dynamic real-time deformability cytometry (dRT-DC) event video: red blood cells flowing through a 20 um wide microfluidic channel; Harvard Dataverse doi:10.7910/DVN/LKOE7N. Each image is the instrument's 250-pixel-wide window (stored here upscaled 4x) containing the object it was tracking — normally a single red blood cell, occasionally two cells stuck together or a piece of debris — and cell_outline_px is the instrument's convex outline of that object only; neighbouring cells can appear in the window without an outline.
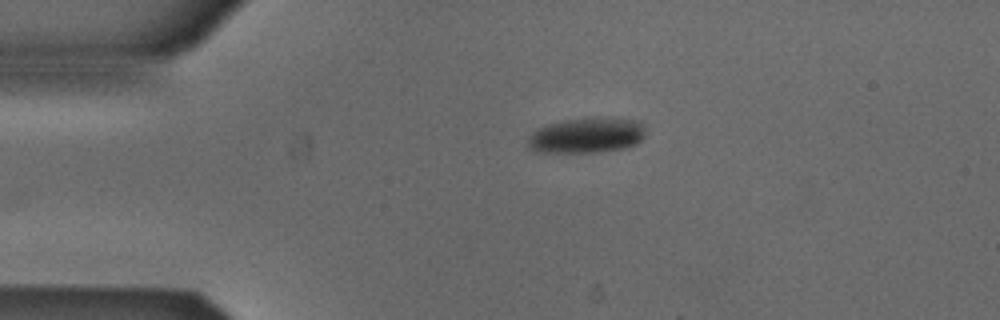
{"species": "Egyptian fruit bat (a non-hibernating species)", "species_latin": "Rousettus aegyptiacus", "temperature_condition": "cold", "stored_images_in_passage": 2, "camera_frame_rate_fps": 3000, "um_per_image_px": 0.085, "animal": {"sex": "male"}, "frame": {"image": 1, "passage_image": 1, "time_ms": 0.0, "image_size_px": [1000, 320], "cell_outline_px": [[644, 136], [636, 144], [628, 148], [596, 152], [544, 152], [532, 148], [528, 144], [528, 136], [536, 128], [548, 124], [564, 120], [596, 116], [640, 120], [644, 128]], "centroid_in_image_um": [49.91, 11.48], "position_along_channel_um": 35.1, "area_um2": 24.51}}